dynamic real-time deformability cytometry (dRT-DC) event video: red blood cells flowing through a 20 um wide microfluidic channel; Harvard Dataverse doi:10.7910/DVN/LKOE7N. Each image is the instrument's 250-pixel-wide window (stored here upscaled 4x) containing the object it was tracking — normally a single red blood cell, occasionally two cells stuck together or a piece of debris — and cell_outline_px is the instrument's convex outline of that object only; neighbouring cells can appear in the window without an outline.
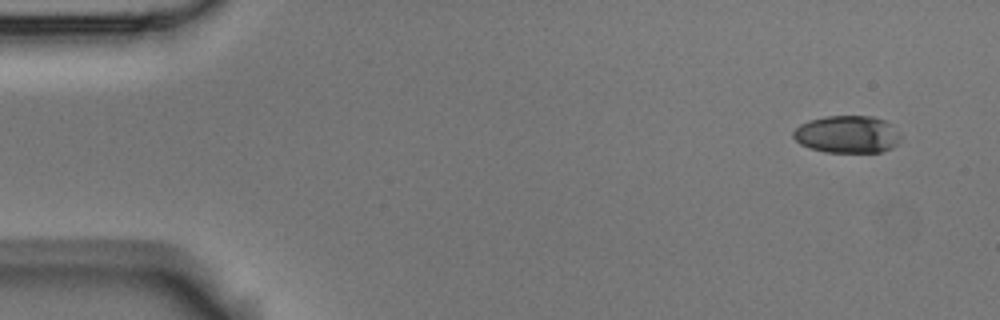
{"species": "Egyptian fruit bat (a non-hibernating species)", "species_latin": "Rousettus aegyptiacus", "temperature_condition": "room temperature", "stored_images_in_passage": 5, "camera_frame_rate_fps": 3000, "um_per_image_px": 0.085, "animal": {"sex": "male"}, "frame": {"image": 1, "passage_image": 1, "time_ms": 0.0, "image_size_px": [1000, 320], "cell_outline_px": [[900, 140], [892, 148], [880, 152], [824, 152], [808, 148], [800, 144], [792, 136], [792, 132], [800, 124], [808, 120], [824, 116], [872, 116], [884, 120], [900, 132]], "centroid_in_image_um": [71.99, 11.42], "position_along_channel_um": 13.0, "area_um2": 23.58}}
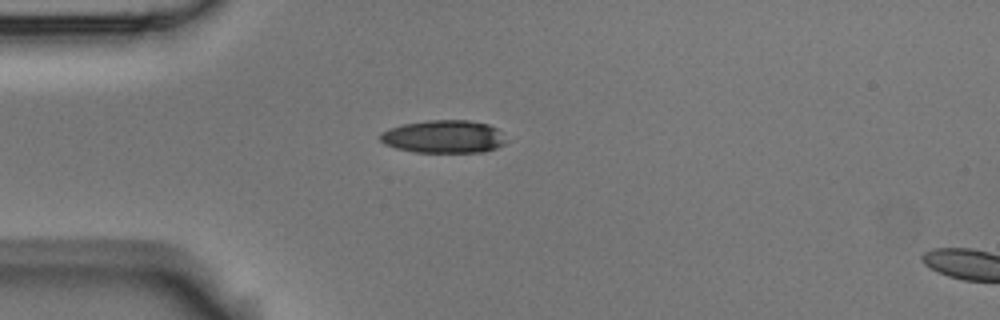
{"frame": {"image": 2, "passage_image": 4, "time_ms": 1.0, "image_size_px": [1000, 320], "cell_outline_px": [[508, 140], [504, 144], [496, 148], [484, 152], [416, 152], [396, 148], [384, 144], [380, 140], [380, 132], [388, 128], [404, 124], [428, 120], [468, 120], [488, 124], [496, 128]], "centroid_in_image_um": [37.72, 11.61], "position_along_channel_um": 47.3, "area_um2": 24.22}}